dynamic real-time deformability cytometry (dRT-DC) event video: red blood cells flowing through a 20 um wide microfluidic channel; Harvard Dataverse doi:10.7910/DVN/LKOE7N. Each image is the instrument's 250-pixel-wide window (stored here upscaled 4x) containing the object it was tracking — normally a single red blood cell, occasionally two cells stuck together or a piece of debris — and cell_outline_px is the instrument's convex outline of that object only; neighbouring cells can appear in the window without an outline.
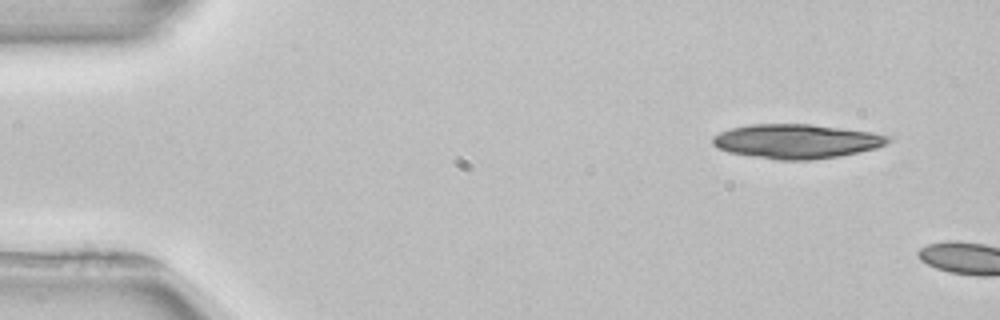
{"species": "common noctule bat (a hibernating species)", "species_latin": "Nyctalus noctula", "temperature_condition": "room temperature", "stored_images_in_passage": 2, "camera_frame_rate_fps": 3000, "um_per_image_px": 0.085, "animal": {"sex": "female", "body_mass_g": 22.7, "forearm_length_mm": 54.2}, "frame": {"image": 1, "passage_image": 1, "time_ms": 0.0, "image_size_px": [1000, 320], "cell_outline_px": [[892, 140], [876, 148], [836, 156], [808, 160], [780, 160], [752, 156], [728, 152], [716, 148], [712, 144], [712, 136], [720, 132], [732, 128], [752, 124], [808, 124], [872, 132], [888, 136]], "centroid_in_image_um": [67.64, 12.0], "position_along_channel_um": 17.4, "area_um2": 34.74}}